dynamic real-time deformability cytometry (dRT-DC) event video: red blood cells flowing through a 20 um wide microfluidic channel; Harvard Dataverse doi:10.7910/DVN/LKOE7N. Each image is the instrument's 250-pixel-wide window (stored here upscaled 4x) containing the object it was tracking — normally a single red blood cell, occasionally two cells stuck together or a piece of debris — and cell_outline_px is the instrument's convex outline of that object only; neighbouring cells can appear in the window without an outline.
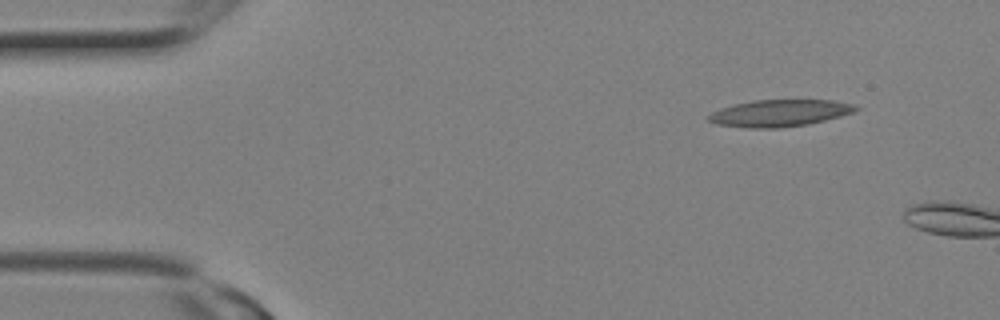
{"species": "Egyptian fruit bat (a non-hibernating species)", "species_latin": "Rousettus aegyptiacus", "temperature_condition": "room temperature", "stored_images_in_passage": 4, "camera_frame_rate_fps": 3000, "um_per_image_px": 0.085, "animal": {"sex": "female"}, "frame": {"image": 1, "passage_image": 1, "time_ms": 0.0, "image_size_px": [1000, 320], "cell_outline_px": [[860, 108], [852, 112], [840, 116], [808, 124], [780, 128], [744, 128], [716, 124], [708, 120], [708, 116], [712, 112], [720, 108], [732, 104], [752, 100], [832, 100], [856, 104]], "centroid_in_image_um": [66.24, 9.61], "position_along_channel_um": 18.8, "area_um2": 23.18}}